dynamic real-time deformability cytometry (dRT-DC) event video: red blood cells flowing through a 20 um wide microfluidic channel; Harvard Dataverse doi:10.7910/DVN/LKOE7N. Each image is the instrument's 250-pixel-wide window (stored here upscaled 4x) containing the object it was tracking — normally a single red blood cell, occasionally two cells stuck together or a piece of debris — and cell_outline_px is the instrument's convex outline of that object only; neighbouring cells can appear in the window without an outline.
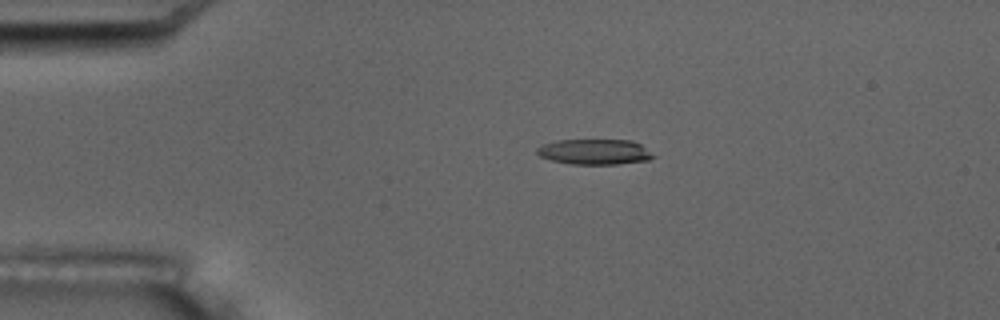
{"species": "common noctule bat (a hibernating species)", "species_latin": "Nyctalus noctula", "temperature_condition": "room temperature", "stored_images_in_passage": 14, "camera_frame_rate_fps": 3000, "um_per_image_px": 0.085, "animal": {"sex": "male", "body_mass_g": 17.5, "forearm_length_mm": 52.3}, "frame": {"image": 1, "passage_image": 1, "time_ms": 0.0, "image_size_px": [1000, 320], "cell_outline_px": [[656, 156], [648, 160], [620, 164], [572, 164], [552, 160], [540, 156], [536, 152], [536, 148], [544, 144], [556, 140], [632, 140], [640, 144]], "centroid_in_image_um": [50.55, 12.9], "position_along_channel_um": 34.4, "area_um2": 17.17}, "authors_computed_cell_mechanics": {"area_um2": 18.8139, "velocity_mm_per_s": 3.4524, "shape_relaxation_time_tau1_ms": null, "shape_relaxation_time_tau2_ms": 9.5353, "deformation_change_tau1": null, "deformation_change_tau2": 0.2264}}